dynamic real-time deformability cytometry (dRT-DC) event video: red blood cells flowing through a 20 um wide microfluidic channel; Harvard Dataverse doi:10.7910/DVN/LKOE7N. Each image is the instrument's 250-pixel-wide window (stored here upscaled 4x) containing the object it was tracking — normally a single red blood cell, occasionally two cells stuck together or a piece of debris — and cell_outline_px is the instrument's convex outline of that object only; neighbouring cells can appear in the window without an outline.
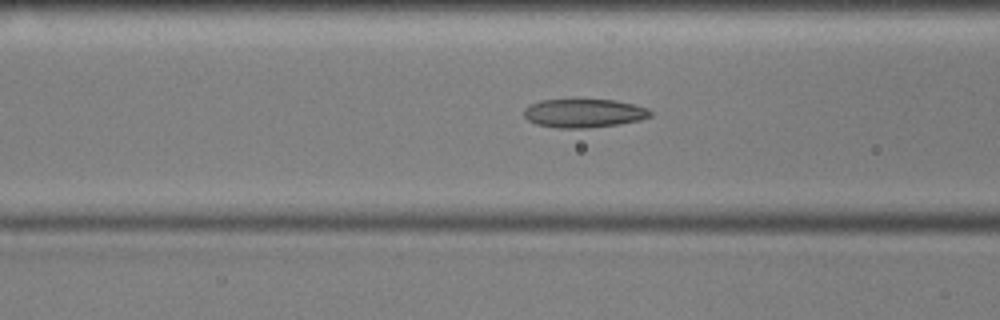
{"species": "common noctule bat (a hibernating species)", "species_latin": "Nyctalus noctula", "temperature_condition": "cold", "stored_images_in_passage": 55, "camera_frame_rate_fps": 3000, "um_per_image_px": 0.085, "animal": {"sex": "male", "body_mass_g": 17.9, "forearm_length_mm": 54.2}, "frame": {"image": 1, "passage_image": 21, "time_ms": 6.667, "image_size_px": [1000, 320], "cell_outline_px": [[652, 116], [640, 120], [620, 124], [588, 128], [556, 128], [536, 124], [528, 120], [524, 116], [524, 108], [528, 104], [540, 100], [616, 100], [648, 108], [652, 112]], "centroid_in_image_um": [49.62, 9.63], "position_along_channel_um": 117.0, "area_um2": 21.21}}
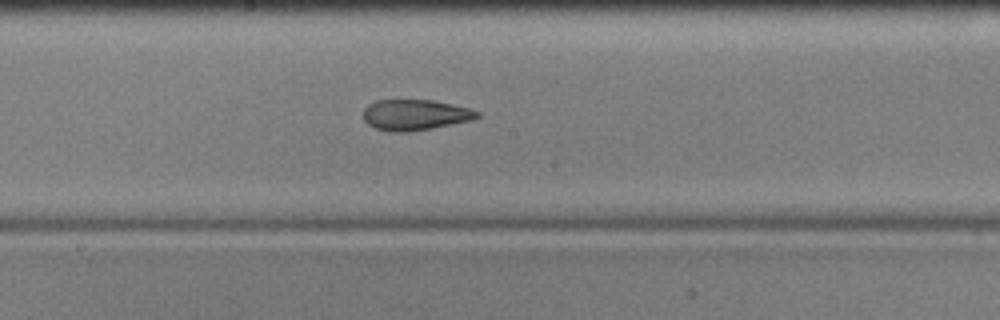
{"frame": {"image": 2, "passage_image": 29, "time_ms": 9.333, "image_size_px": [1000, 320], "cell_outline_px": [[480, 116], [472, 120], [432, 128], [408, 132], [392, 132], [376, 128], [368, 124], [364, 120], [364, 108], [368, 104], [376, 100], [432, 100], [452, 104], [468, 108], [480, 112]], "centroid_in_image_um": [35.28, 9.76], "position_along_channel_um": 212.9, "area_um2": 20.35}}
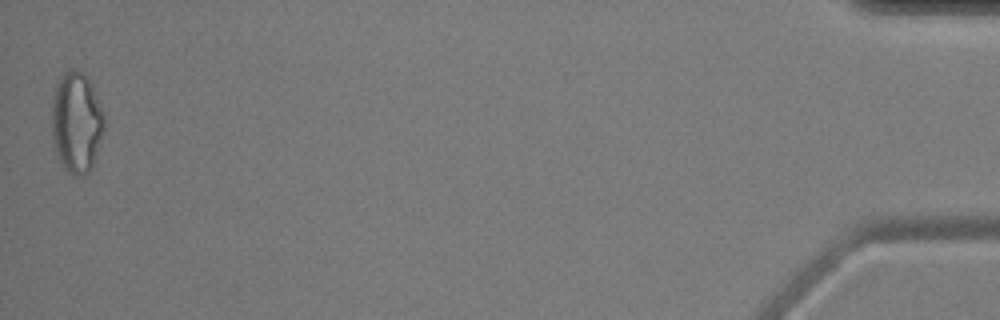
{"frame": {"image": 3, "passage_image": 55, "time_ms": 18.0, "image_size_px": [1000, 320], "cell_outline_px": [[104, 128], [92, 168], [84, 176], [72, 176], [64, 168], [56, 152], [52, 140], [52, 96], [56, 84], [64, 72], [72, 68], [84, 72], [92, 84], [104, 116]], "centroid_in_image_um": [6.49, 10.4], "position_along_channel_um": 428.7, "area_um2": 31.04}, "authors_computed_cell_mechanics": {"area_um2": 22.0796, "velocity_mm_per_s": 3.5908, "shape_relaxation_time_tau1_ms": null, "shape_relaxation_time_tau2_ms": 4.1951, "deformation_change_tau1": null, "deformation_change_tau2": 0.1324}}